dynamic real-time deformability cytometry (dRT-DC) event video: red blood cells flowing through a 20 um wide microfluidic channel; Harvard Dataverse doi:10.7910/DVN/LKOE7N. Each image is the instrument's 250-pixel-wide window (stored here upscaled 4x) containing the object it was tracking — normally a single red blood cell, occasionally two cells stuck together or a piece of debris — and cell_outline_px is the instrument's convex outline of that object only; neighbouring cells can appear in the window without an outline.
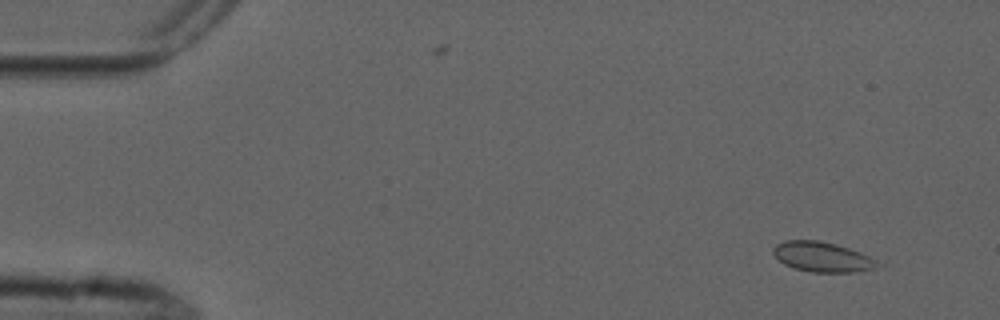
{"species": "common noctule bat (a hibernating species)", "species_latin": "Nyctalus noctula", "temperature_condition": "cold", "stored_images_in_passage": 4, "camera_frame_rate_fps": 3000, "um_per_image_px": 0.085, "animal": {"sex": "male", "forearm_length_mm": 52.5}, "frame": {"image": 1, "passage_image": 1, "time_ms": 0.0, "image_size_px": [1000, 320], "cell_outline_px": [[884, 264], [872, 268], [856, 272], [812, 272], [796, 268], [784, 264], [772, 252], [772, 248], [776, 244], [784, 240], [820, 240], [836, 244], [848, 248], [868, 256]], "centroid_in_image_um": [69.88, 21.83], "position_along_channel_um": 15.1, "area_um2": 18.09}}